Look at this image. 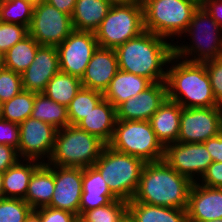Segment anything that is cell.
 Here are the masks:
<instances>
[{"mask_svg": "<svg viewBox=\"0 0 222 222\" xmlns=\"http://www.w3.org/2000/svg\"><path fill=\"white\" fill-rule=\"evenodd\" d=\"M173 44L145 30L115 49L119 69L146 77L152 83L166 81V68L174 55Z\"/></svg>", "mask_w": 222, "mask_h": 222, "instance_id": "cell-1", "label": "cell"}, {"mask_svg": "<svg viewBox=\"0 0 222 222\" xmlns=\"http://www.w3.org/2000/svg\"><path fill=\"white\" fill-rule=\"evenodd\" d=\"M192 182L171 168L164 160L145 163L135 202L187 209Z\"/></svg>", "mask_w": 222, "mask_h": 222, "instance_id": "cell-2", "label": "cell"}, {"mask_svg": "<svg viewBox=\"0 0 222 222\" xmlns=\"http://www.w3.org/2000/svg\"><path fill=\"white\" fill-rule=\"evenodd\" d=\"M169 64L166 77L169 100L183 108L219 106L204 63H192L173 55Z\"/></svg>", "mask_w": 222, "mask_h": 222, "instance_id": "cell-3", "label": "cell"}, {"mask_svg": "<svg viewBox=\"0 0 222 222\" xmlns=\"http://www.w3.org/2000/svg\"><path fill=\"white\" fill-rule=\"evenodd\" d=\"M182 35L185 40L186 36L188 40L191 38L192 45L174 41V55L178 58L192 63H205L222 57V29L201 4Z\"/></svg>", "mask_w": 222, "mask_h": 222, "instance_id": "cell-4", "label": "cell"}, {"mask_svg": "<svg viewBox=\"0 0 222 222\" xmlns=\"http://www.w3.org/2000/svg\"><path fill=\"white\" fill-rule=\"evenodd\" d=\"M106 144L96 136L68 125L57 130L48 165L87 168L93 166Z\"/></svg>", "mask_w": 222, "mask_h": 222, "instance_id": "cell-5", "label": "cell"}, {"mask_svg": "<svg viewBox=\"0 0 222 222\" xmlns=\"http://www.w3.org/2000/svg\"><path fill=\"white\" fill-rule=\"evenodd\" d=\"M144 165L140 158L115 151L106 145L93 166L118 199L130 201L137 192Z\"/></svg>", "mask_w": 222, "mask_h": 222, "instance_id": "cell-6", "label": "cell"}, {"mask_svg": "<svg viewBox=\"0 0 222 222\" xmlns=\"http://www.w3.org/2000/svg\"><path fill=\"white\" fill-rule=\"evenodd\" d=\"M200 0H151L143 6L144 29L166 39L182 38ZM176 37V38H175Z\"/></svg>", "mask_w": 222, "mask_h": 222, "instance_id": "cell-7", "label": "cell"}, {"mask_svg": "<svg viewBox=\"0 0 222 222\" xmlns=\"http://www.w3.org/2000/svg\"><path fill=\"white\" fill-rule=\"evenodd\" d=\"M108 146L140 158L145 163L163 160L165 147L157 139L149 121L116 120Z\"/></svg>", "mask_w": 222, "mask_h": 222, "instance_id": "cell-8", "label": "cell"}, {"mask_svg": "<svg viewBox=\"0 0 222 222\" xmlns=\"http://www.w3.org/2000/svg\"><path fill=\"white\" fill-rule=\"evenodd\" d=\"M144 31L143 7L126 4L112 5L94 33L99 47L116 49Z\"/></svg>", "mask_w": 222, "mask_h": 222, "instance_id": "cell-9", "label": "cell"}, {"mask_svg": "<svg viewBox=\"0 0 222 222\" xmlns=\"http://www.w3.org/2000/svg\"><path fill=\"white\" fill-rule=\"evenodd\" d=\"M29 35L40 45L58 46L73 31L72 18L44 0L35 2Z\"/></svg>", "mask_w": 222, "mask_h": 222, "instance_id": "cell-10", "label": "cell"}, {"mask_svg": "<svg viewBox=\"0 0 222 222\" xmlns=\"http://www.w3.org/2000/svg\"><path fill=\"white\" fill-rule=\"evenodd\" d=\"M222 132V106L182 108L177 142L203 143Z\"/></svg>", "mask_w": 222, "mask_h": 222, "instance_id": "cell-11", "label": "cell"}, {"mask_svg": "<svg viewBox=\"0 0 222 222\" xmlns=\"http://www.w3.org/2000/svg\"><path fill=\"white\" fill-rule=\"evenodd\" d=\"M57 130L49 123L27 118L19 124V158L47 163L54 149Z\"/></svg>", "mask_w": 222, "mask_h": 222, "instance_id": "cell-12", "label": "cell"}, {"mask_svg": "<svg viewBox=\"0 0 222 222\" xmlns=\"http://www.w3.org/2000/svg\"><path fill=\"white\" fill-rule=\"evenodd\" d=\"M163 160L192 183L198 182L213 162L204 143L181 142L167 144Z\"/></svg>", "mask_w": 222, "mask_h": 222, "instance_id": "cell-13", "label": "cell"}, {"mask_svg": "<svg viewBox=\"0 0 222 222\" xmlns=\"http://www.w3.org/2000/svg\"><path fill=\"white\" fill-rule=\"evenodd\" d=\"M97 48L94 32L74 30L57 46L60 71L81 79Z\"/></svg>", "mask_w": 222, "mask_h": 222, "instance_id": "cell-14", "label": "cell"}, {"mask_svg": "<svg viewBox=\"0 0 222 222\" xmlns=\"http://www.w3.org/2000/svg\"><path fill=\"white\" fill-rule=\"evenodd\" d=\"M83 168L54 166V193L49 207L79 216Z\"/></svg>", "mask_w": 222, "mask_h": 222, "instance_id": "cell-15", "label": "cell"}, {"mask_svg": "<svg viewBox=\"0 0 222 222\" xmlns=\"http://www.w3.org/2000/svg\"><path fill=\"white\" fill-rule=\"evenodd\" d=\"M167 98L166 81L152 83L116 108V120L149 121Z\"/></svg>", "mask_w": 222, "mask_h": 222, "instance_id": "cell-16", "label": "cell"}, {"mask_svg": "<svg viewBox=\"0 0 222 222\" xmlns=\"http://www.w3.org/2000/svg\"><path fill=\"white\" fill-rule=\"evenodd\" d=\"M59 71L57 47L40 45L34 61L21 74L23 90L42 93L50 79Z\"/></svg>", "mask_w": 222, "mask_h": 222, "instance_id": "cell-17", "label": "cell"}, {"mask_svg": "<svg viewBox=\"0 0 222 222\" xmlns=\"http://www.w3.org/2000/svg\"><path fill=\"white\" fill-rule=\"evenodd\" d=\"M188 222H205L222 218V188L193 183L187 205Z\"/></svg>", "mask_w": 222, "mask_h": 222, "instance_id": "cell-18", "label": "cell"}, {"mask_svg": "<svg viewBox=\"0 0 222 222\" xmlns=\"http://www.w3.org/2000/svg\"><path fill=\"white\" fill-rule=\"evenodd\" d=\"M118 70L115 49L98 46L86 67L84 75L80 79L82 87L104 93Z\"/></svg>", "mask_w": 222, "mask_h": 222, "instance_id": "cell-19", "label": "cell"}, {"mask_svg": "<svg viewBox=\"0 0 222 222\" xmlns=\"http://www.w3.org/2000/svg\"><path fill=\"white\" fill-rule=\"evenodd\" d=\"M82 191L79 215L118 199L94 166L83 168Z\"/></svg>", "mask_w": 222, "mask_h": 222, "instance_id": "cell-20", "label": "cell"}, {"mask_svg": "<svg viewBox=\"0 0 222 222\" xmlns=\"http://www.w3.org/2000/svg\"><path fill=\"white\" fill-rule=\"evenodd\" d=\"M182 108L167 98L149 120L157 139L164 147L178 140Z\"/></svg>", "mask_w": 222, "mask_h": 222, "instance_id": "cell-21", "label": "cell"}, {"mask_svg": "<svg viewBox=\"0 0 222 222\" xmlns=\"http://www.w3.org/2000/svg\"><path fill=\"white\" fill-rule=\"evenodd\" d=\"M115 123L116 108L103 98L76 126L108 145L113 137Z\"/></svg>", "mask_w": 222, "mask_h": 222, "instance_id": "cell-22", "label": "cell"}, {"mask_svg": "<svg viewBox=\"0 0 222 222\" xmlns=\"http://www.w3.org/2000/svg\"><path fill=\"white\" fill-rule=\"evenodd\" d=\"M152 82L146 77L118 70L112 78L108 88L104 91L103 97L115 108L148 88Z\"/></svg>", "mask_w": 222, "mask_h": 222, "instance_id": "cell-23", "label": "cell"}, {"mask_svg": "<svg viewBox=\"0 0 222 222\" xmlns=\"http://www.w3.org/2000/svg\"><path fill=\"white\" fill-rule=\"evenodd\" d=\"M54 165L42 163L30 178L24 201L33 209L50 204L54 193Z\"/></svg>", "mask_w": 222, "mask_h": 222, "instance_id": "cell-24", "label": "cell"}, {"mask_svg": "<svg viewBox=\"0 0 222 222\" xmlns=\"http://www.w3.org/2000/svg\"><path fill=\"white\" fill-rule=\"evenodd\" d=\"M26 163V164H25ZM42 163L36 160L19 159L3 175L4 198L25 199L29 181Z\"/></svg>", "mask_w": 222, "mask_h": 222, "instance_id": "cell-25", "label": "cell"}, {"mask_svg": "<svg viewBox=\"0 0 222 222\" xmlns=\"http://www.w3.org/2000/svg\"><path fill=\"white\" fill-rule=\"evenodd\" d=\"M111 6L106 0H77L71 15L74 30L95 32Z\"/></svg>", "mask_w": 222, "mask_h": 222, "instance_id": "cell-26", "label": "cell"}, {"mask_svg": "<svg viewBox=\"0 0 222 222\" xmlns=\"http://www.w3.org/2000/svg\"><path fill=\"white\" fill-rule=\"evenodd\" d=\"M127 212L135 222H188L184 209L128 201Z\"/></svg>", "mask_w": 222, "mask_h": 222, "instance_id": "cell-27", "label": "cell"}, {"mask_svg": "<svg viewBox=\"0 0 222 222\" xmlns=\"http://www.w3.org/2000/svg\"><path fill=\"white\" fill-rule=\"evenodd\" d=\"M81 88L79 77L59 71L50 79L42 93L67 107Z\"/></svg>", "mask_w": 222, "mask_h": 222, "instance_id": "cell-28", "label": "cell"}, {"mask_svg": "<svg viewBox=\"0 0 222 222\" xmlns=\"http://www.w3.org/2000/svg\"><path fill=\"white\" fill-rule=\"evenodd\" d=\"M31 117L49 123L58 130L70 125L67 107L51 100L43 93H35Z\"/></svg>", "mask_w": 222, "mask_h": 222, "instance_id": "cell-29", "label": "cell"}, {"mask_svg": "<svg viewBox=\"0 0 222 222\" xmlns=\"http://www.w3.org/2000/svg\"><path fill=\"white\" fill-rule=\"evenodd\" d=\"M40 44L30 35L16 43L4 54V66L22 74L34 61Z\"/></svg>", "mask_w": 222, "mask_h": 222, "instance_id": "cell-30", "label": "cell"}, {"mask_svg": "<svg viewBox=\"0 0 222 222\" xmlns=\"http://www.w3.org/2000/svg\"><path fill=\"white\" fill-rule=\"evenodd\" d=\"M103 98L102 92L82 87L67 106L70 125L76 126Z\"/></svg>", "mask_w": 222, "mask_h": 222, "instance_id": "cell-31", "label": "cell"}, {"mask_svg": "<svg viewBox=\"0 0 222 222\" xmlns=\"http://www.w3.org/2000/svg\"><path fill=\"white\" fill-rule=\"evenodd\" d=\"M35 101V92L22 90L9 101L3 103V119L21 124L31 117Z\"/></svg>", "mask_w": 222, "mask_h": 222, "instance_id": "cell-32", "label": "cell"}, {"mask_svg": "<svg viewBox=\"0 0 222 222\" xmlns=\"http://www.w3.org/2000/svg\"><path fill=\"white\" fill-rule=\"evenodd\" d=\"M35 0H5L0 6V21L30 27Z\"/></svg>", "mask_w": 222, "mask_h": 222, "instance_id": "cell-33", "label": "cell"}, {"mask_svg": "<svg viewBox=\"0 0 222 222\" xmlns=\"http://www.w3.org/2000/svg\"><path fill=\"white\" fill-rule=\"evenodd\" d=\"M128 201L117 199L110 204L97 207L78 216L79 222H119L127 212Z\"/></svg>", "mask_w": 222, "mask_h": 222, "instance_id": "cell-34", "label": "cell"}, {"mask_svg": "<svg viewBox=\"0 0 222 222\" xmlns=\"http://www.w3.org/2000/svg\"><path fill=\"white\" fill-rule=\"evenodd\" d=\"M32 210L23 199L4 198L0 202V222H24Z\"/></svg>", "mask_w": 222, "mask_h": 222, "instance_id": "cell-35", "label": "cell"}, {"mask_svg": "<svg viewBox=\"0 0 222 222\" xmlns=\"http://www.w3.org/2000/svg\"><path fill=\"white\" fill-rule=\"evenodd\" d=\"M28 35V27L0 21V52L5 54L12 46Z\"/></svg>", "mask_w": 222, "mask_h": 222, "instance_id": "cell-36", "label": "cell"}, {"mask_svg": "<svg viewBox=\"0 0 222 222\" xmlns=\"http://www.w3.org/2000/svg\"><path fill=\"white\" fill-rule=\"evenodd\" d=\"M22 90L21 74L6 68L0 71V101H9Z\"/></svg>", "mask_w": 222, "mask_h": 222, "instance_id": "cell-37", "label": "cell"}, {"mask_svg": "<svg viewBox=\"0 0 222 222\" xmlns=\"http://www.w3.org/2000/svg\"><path fill=\"white\" fill-rule=\"evenodd\" d=\"M204 64L216 102L222 106V57L207 61Z\"/></svg>", "mask_w": 222, "mask_h": 222, "instance_id": "cell-38", "label": "cell"}, {"mask_svg": "<svg viewBox=\"0 0 222 222\" xmlns=\"http://www.w3.org/2000/svg\"><path fill=\"white\" fill-rule=\"evenodd\" d=\"M41 217V222H79L74 213L53 207H41L35 210Z\"/></svg>", "mask_w": 222, "mask_h": 222, "instance_id": "cell-39", "label": "cell"}, {"mask_svg": "<svg viewBox=\"0 0 222 222\" xmlns=\"http://www.w3.org/2000/svg\"><path fill=\"white\" fill-rule=\"evenodd\" d=\"M0 144L8 145L18 150L19 147V124L0 120Z\"/></svg>", "mask_w": 222, "mask_h": 222, "instance_id": "cell-40", "label": "cell"}, {"mask_svg": "<svg viewBox=\"0 0 222 222\" xmlns=\"http://www.w3.org/2000/svg\"><path fill=\"white\" fill-rule=\"evenodd\" d=\"M197 183L212 188H222V162H212Z\"/></svg>", "mask_w": 222, "mask_h": 222, "instance_id": "cell-41", "label": "cell"}, {"mask_svg": "<svg viewBox=\"0 0 222 222\" xmlns=\"http://www.w3.org/2000/svg\"><path fill=\"white\" fill-rule=\"evenodd\" d=\"M17 150L8 145L0 144V171L5 172L13 166L18 160Z\"/></svg>", "mask_w": 222, "mask_h": 222, "instance_id": "cell-42", "label": "cell"}, {"mask_svg": "<svg viewBox=\"0 0 222 222\" xmlns=\"http://www.w3.org/2000/svg\"><path fill=\"white\" fill-rule=\"evenodd\" d=\"M213 162H222V132L203 142Z\"/></svg>", "mask_w": 222, "mask_h": 222, "instance_id": "cell-43", "label": "cell"}, {"mask_svg": "<svg viewBox=\"0 0 222 222\" xmlns=\"http://www.w3.org/2000/svg\"><path fill=\"white\" fill-rule=\"evenodd\" d=\"M200 4L222 29V0H200Z\"/></svg>", "mask_w": 222, "mask_h": 222, "instance_id": "cell-44", "label": "cell"}, {"mask_svg": "<svg viewBox=\"0 0 222 222\" xmlns=\"http://www.w3.org/2000/svg\"><path fill=\"white\" fill-rule=\"evenodd\" d=\"M44 1H46L51 6L57 8L59 11L71 16L74 11V7L77 0H44Z\"/></svg>", "mask_w": 222, "mask_h": 222, "instance_id": "cell-45", "label": "cell"}, {"mask_svg": "<svg viewBox=\"0 0 222 222\" xmlns=\"http://www.w3.org/2000/svg\"><path fill=\"white\" fill-rule=\"evenodd\" d=\"M24 222H41V217L35 210H32Z\"/></svg>", "mask_w": 222, "mask_h": 222, "instance_id": "cell-46", "label": "cell"}, {"mask_svg": "<svg viewBox=\"0 0 222 222\" xmlns=\"http://www.w3.org/2000/svg\"><path fill=\"white\" fill-rule=\"evenodd\" d=\"M111 5H126V4H136L135 0H106Z\"/></svg>", "mask_w": 222, "mask_h": 222, "instance_id": "cell-47", "label": "cell"}, {"mask_svg": "<svg viewBox=\"0 0 222 222\" xmlns=\"http://www.w3.org/2000/svg\"><path fill=\"white\" fill-rule=\"evenodd\" d=\"M119 222H135L131 215L126 212Z\"/></svg>", "mask_w": 222, "mask_h": 222, "instance_id": "cell-48", "label": "cell"}, {"mask_svg": "<svg viewBox=\"0 0 222 222\" xmlns=\"http://www.w3.org/2000/svg\"><path fill=\"white\" fill-rule=\"evenodd\" d=\"M5 68L4 66V54L0 52V71Z\"/></svg>", "mask_w": 222, "mask_h": 222, "instance_id": "cell-49", "label": "cell"}, {"mask_svg": "<svg viewBox=\"0 0 222 222\" xmlns=\"http://www.w3.org/2000/svg\"><path fill=\"white\" fill-rule=\"evenodd\" d=\"M135 1H136V4L143 7L145 4H147L151 0H135Z\"/></svg>", "mask_w": 222, "mask_h": 222, "instance_id": "cell-50", "label": "cell"}, {"mask_svg": "<svg viewBox=\"0 0 222 222\" xmlns=\"http://www.w3.org/2000/svg\"><path fill=\"white\" fill-rule=\"evenodd\" d=\"M3 175L4 173L0 171V192H3V184H2Z\"/></svg>", "mask_w": 222, "mask_h": 222, "instance_id": "cell-51", "label": "cell"}, {"mask_svg": "<svg viewBox=\"0 0 222 222\" xmlns=\"http://www.w3.org/2000/svg\"><path fill=\"white\" fill-rule=\"evenodd\" d=\"M3 119V102L0 101V120Z\"/></svg>", "mask_w": 222, "mask_h": 222, "instance_id": "cell-52", "label": "cell"}, {"mask_svg": "<svg viewBox=\"0 0 222 222\" xmlns=\"http://www.w3.org/2000/svg\"><path fill=\"white\" fill-rule=\"evenodd\" d=\"M205 222H222V218H218V219H216V220H213V221H205Z\"/></svg>", "mask_w": 222, "mask_h": 222, "instance_id": "cell-53", "label": "cell"}, {"mask_svg": "<svg viewBox=\"0 0 222 222\" xmlns=\"http://www.w3.org/2000/svg\"><path fill=\"white\" fill-rule=\"evenodd\" d=\"M4 199L3 192H0V202Z\"/></svg>", "mask_w": 222, "mask_h": 222, "instance_id": "cell-54", "label": "cell"}, {"mask_svg": "<svg viewBox=\"0 0 222 222\" xmlns=\"http://www.w3.org/2000/svg\"><path fill=\"white\" fill-rule=\"evenodd\" d=\"M5 0H0V6L4 3Z\"/></svg>", "mask_w": 222, "mask_h": 222, "instance_id": "cell-55", "label": "cell"}]
</instances>
